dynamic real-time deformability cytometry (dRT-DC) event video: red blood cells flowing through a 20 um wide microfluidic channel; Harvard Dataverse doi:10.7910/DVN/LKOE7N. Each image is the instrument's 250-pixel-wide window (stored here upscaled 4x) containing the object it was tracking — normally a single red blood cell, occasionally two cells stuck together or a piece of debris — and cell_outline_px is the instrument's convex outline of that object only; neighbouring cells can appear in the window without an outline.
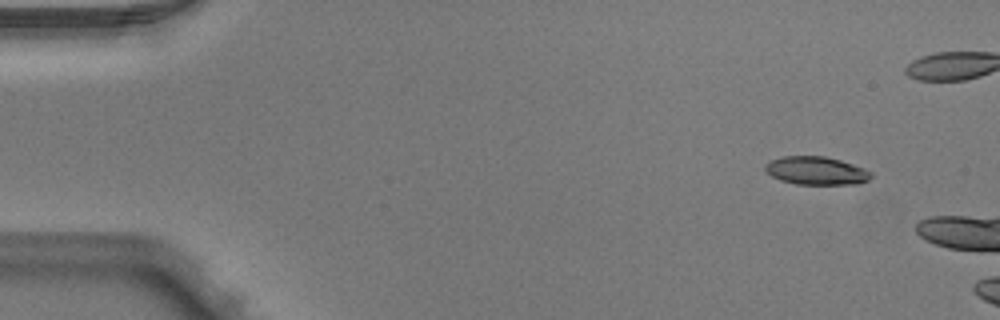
{"species": "Egyptian fruit bat (a non-hibernating species)", "species_latin": "Rousettus aegyptiacus", "temperature_condition": "warm", "stored_images_in_passage": 4, "camera_frame_rate_fps": 3000, "um_per_image_px": 0.085, "animal": {"sex": "male"}, "frame": {"image": 1, "passage_image": 1, "time_ms": 0.0, "image_size_px": [1000, 320], "cell_outline_px": [[872, 176], [868, 180], [856, 184], [796, 184], [780, 180], [772, 176], [764, 168], [764, 164], [772, 160], [784, 156], [824, 156], [840, 160], [864, 168], [872, 172]], "centroid_in_image_um": [69.39, 14.51], "position_along_channel_um": 15.6, "area_um2": 17.28}}